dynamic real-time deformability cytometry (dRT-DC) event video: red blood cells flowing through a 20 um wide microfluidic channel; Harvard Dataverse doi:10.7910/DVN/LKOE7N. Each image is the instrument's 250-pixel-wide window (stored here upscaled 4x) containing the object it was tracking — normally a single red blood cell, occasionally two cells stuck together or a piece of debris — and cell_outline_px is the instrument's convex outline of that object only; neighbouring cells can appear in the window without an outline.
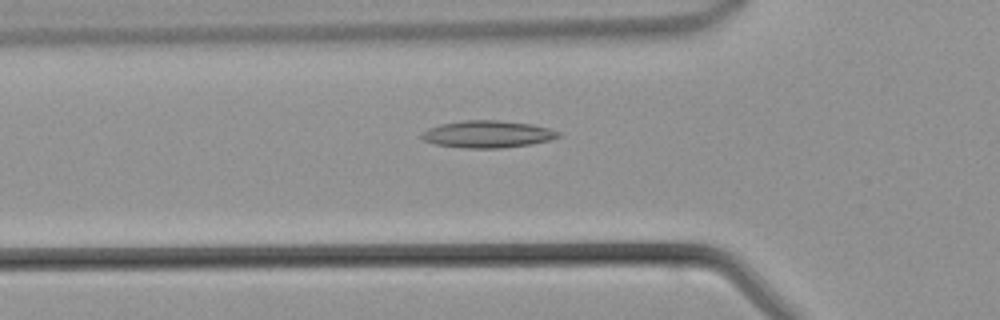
{"species": "common noctule bat (a hibernating species)", "species_latin": "Nyctalus noctula", "temperature_condition": "warm", "stored_images_in_passage": 44, "camera_frame_rate_fps": 3000, "um_per_image_px": 0.085, "animal": {"sex": "male", "body_mass_g": 21.5, "forearm_length_mm": 52.0}, "frame": {"image": 1, "passage_image": 14, "time_ms": 4.333, "image_size_px": [1000, 320], "cell_outline_px": [[560, 136], [548, 140], [528, 144], [500, 148], [464, 148], [436, 144], [424, 140], [420, 136], [420, 132], [428, 128], [440, 124], [464, 120], [500, 120], [532, 124], [548, 128], [560, 132]], "centroid_in_image_um": [41.4, 11.39], "position_along_channel_um": 84.4, "area_um2": 21.5}}
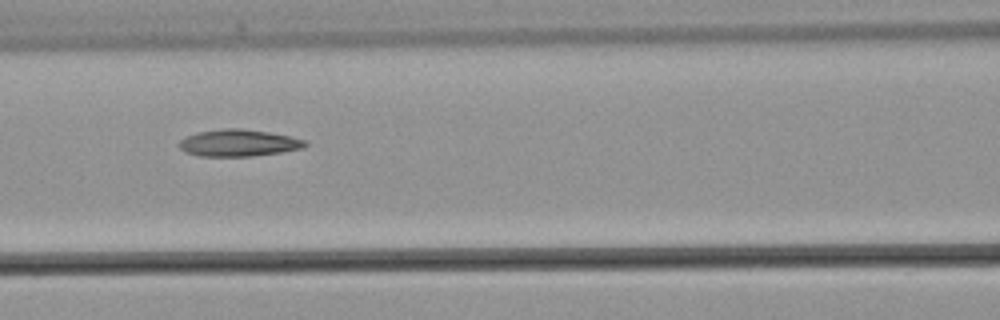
{"frame": {"image": 2, "passage_image": 18, "time_ms": 5.667, "image_size_px": [1000, 320], "cell_outline_px": [[308, 144], [304, 148], [280, 152], [248, 156], [200, 156], [184, 152], [176, 144], [180, 140], [196, 132], [224, 128], [240, 128], [268, 132], [308, 140]], "centroid_in_image_um": [20.26, 12.14], "position_along_channel_um": 146.3, "area_um2": 19.77}}
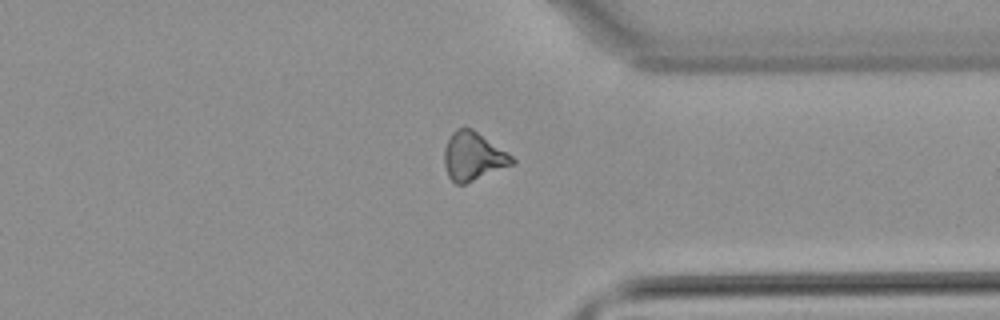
{"frame": {"image": 3, "passage_image": 33, "time_ms": 10.667, "image_size_px": [1000, 320], "cell_outline_px": [[516, 164], [464, 184], [456, 184], [448, 176], [444, 164], [444, 148], [452, 132], [456, 128], [472, 128], [512, 156], [516, 160]], "centroid_in_image_um": [40.22, 13.3], "position_along_channel_um": 371.2, "area_um2": 19.07}}